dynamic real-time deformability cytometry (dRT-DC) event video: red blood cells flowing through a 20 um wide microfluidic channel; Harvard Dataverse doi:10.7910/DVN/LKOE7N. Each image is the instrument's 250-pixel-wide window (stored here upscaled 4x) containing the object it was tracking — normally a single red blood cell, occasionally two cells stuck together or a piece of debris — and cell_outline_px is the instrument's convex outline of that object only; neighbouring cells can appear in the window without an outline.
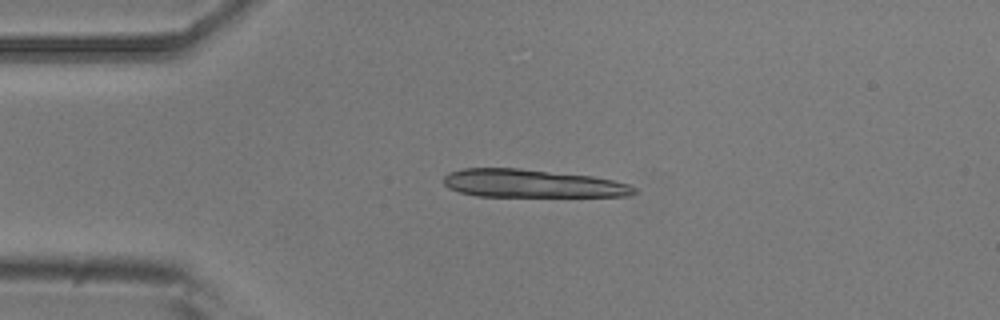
{"species": "common noctule bat (a hibernating species)", "species_latin": "Nyctalus noctula", "temperature_condition": "room temperature", "stored_images_in_passage": 3, "camera_frame_rate_fps": 3000, "um_per_image_px": 0.085, "animal": {"sex": "male", "body_mass_g": 20.5, "forearm_length_mm": 52.5}, "frame": {"image": 1, "passage_image": 2, "time_ms": 1.333, "image_size_px": [1000, 320], "cell_outline_px": [[636, 192], [628, 196], [476, 196], [460, 192], [448, 188], [444, 184], [444, 176], [448, 172], [464, 168], [520, 168], [592, 176], [612, 180], [628, 184], [636, 188]], "centroid_in_image_um": [45.19, 15.59], "position_along_channel_um": 39.8, "area_um2": 31.1}}